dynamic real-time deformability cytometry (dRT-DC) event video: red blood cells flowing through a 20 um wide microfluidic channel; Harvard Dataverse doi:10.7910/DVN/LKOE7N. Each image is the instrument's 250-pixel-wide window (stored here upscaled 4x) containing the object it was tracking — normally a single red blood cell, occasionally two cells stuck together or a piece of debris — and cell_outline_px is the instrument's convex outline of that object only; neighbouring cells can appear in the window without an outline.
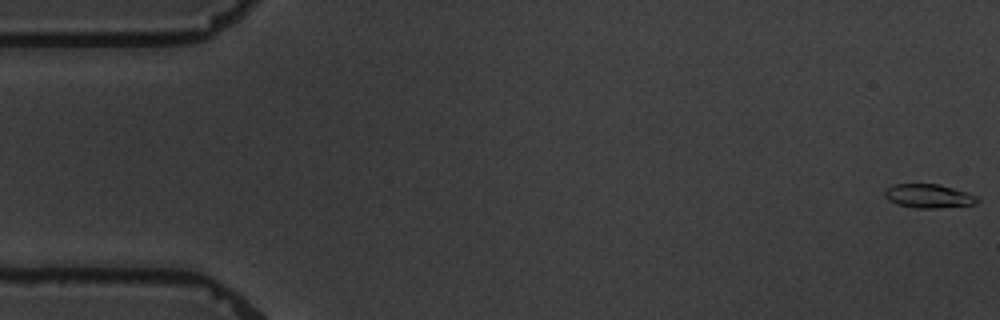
{"species": "common noctule bat (a hibernating species)", "species_latin": "Nyctalus noctula", "temperature_condition": "warm", "stored_images_in_passage": 9, "camera_frame_rate_fps": 3000, "um_per_image_px": 0.085, "animal": {"sex": "male", "body_mass_g": 19.5, "forearm_length_mm": 54.6}, "frame": {"image": 1, "passage_image": 1, "time_ms": 0.0, "image_size_px": [1000, 320], "cell_outline_px": [[980, 200], [976, 204], [940, 208], [916, 208], [896, 204], [888, 200], [884, 196], [884, 192], [892, 184], [940, 184], [968, 192], [976, 196]], "centroid_in_image_um": [78.95, 16.66], "position_along_channel_um": 6.1, "area_um2": 13.01}}
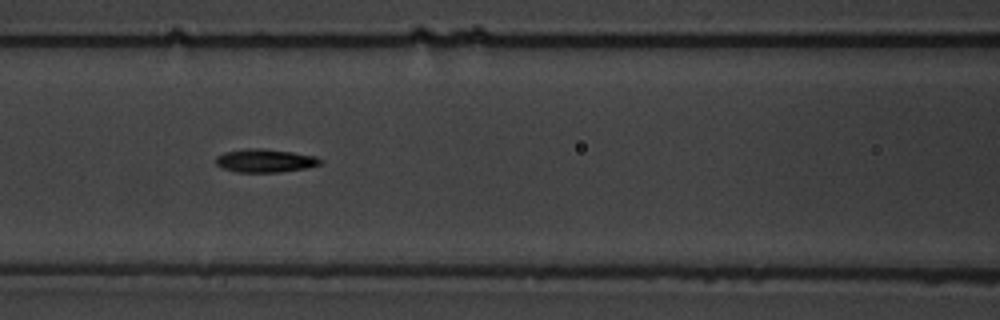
{"frame": {"image": 2, "passage_image": 8, "time_ms": 8.0, "image_size_px": [1000, 320], "cell_outline_px": [[324, 160], [320, 164], [304, 168], [280, 172], [236, 172], [224, 168], [216, 164], [216, 156], [224, 152], [244, 148], [264, 148], [292, 152], [316, 156]], "centroid_in_image_um": [22.52, 13.64], "position_along_channel_um": 144.1, "area_um2": 14.22}}
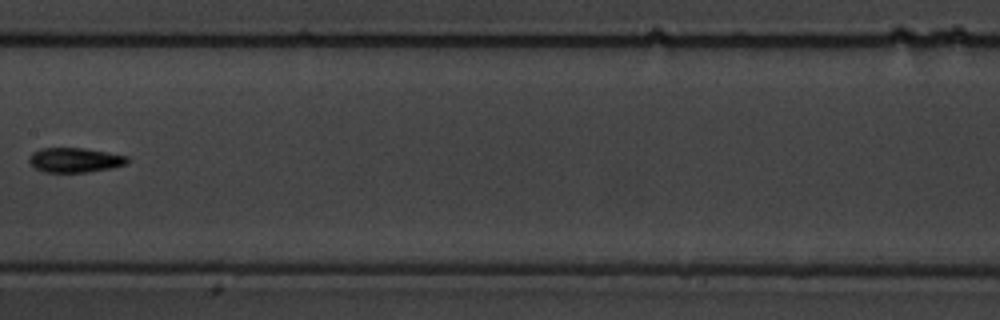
{"frame": {"image": 3, "passage_image": 9, "time_ms": 9.667, "image_size_px": [1000, 320], "cell_outline_px": [[128, 164], [112, 168], [88, 172], [44, 172], [36, 168], [28, 160], [32, 152], [40, 148], [84, 148], [128, 156]], "centroid_in_image_um": [6.38, 13.6], "position_along_channel_um": 201.0, "area_um2": 14.1}}